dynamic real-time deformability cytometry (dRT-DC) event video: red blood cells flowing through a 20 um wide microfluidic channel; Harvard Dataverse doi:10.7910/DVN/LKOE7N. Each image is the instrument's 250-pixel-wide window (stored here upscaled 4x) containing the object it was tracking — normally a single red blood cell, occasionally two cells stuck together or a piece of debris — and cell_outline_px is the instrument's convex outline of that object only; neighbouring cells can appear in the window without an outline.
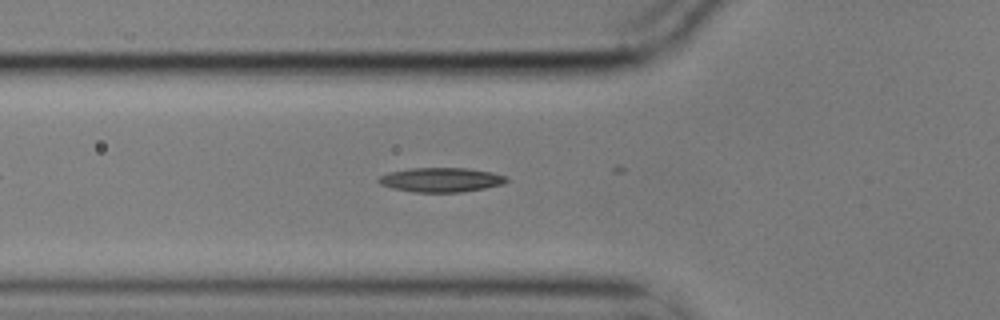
{"species": "common noctule bat (a hibernating species)", "species_latin": "Nyctalus noctula", "temperature_condition": "cold", "stored_images_in_passage": 23, "camera_frame_rate_fps": 3000, "um_per_image_px": 0.085, "animal": {"sex": "male", "body_mass_g": 17.9}, "frame": {"image": 1, "passage_image": 10, "time_ms": 3.0, "image_size_px": [1000, 320], "cell_outline_px": [[508, 180], [504, 184], [484, 188], [460, 192], [412, 192], [392, 188], [380, 184], [376, 180], [380, 176], [388, 172], [412, 168], [468, 168], [492, 172], [504, 176]], "centroid_in_image_um": [37.46, 15.28], "position_along_channel_um": 88.3, "area_um2": 18.15}}
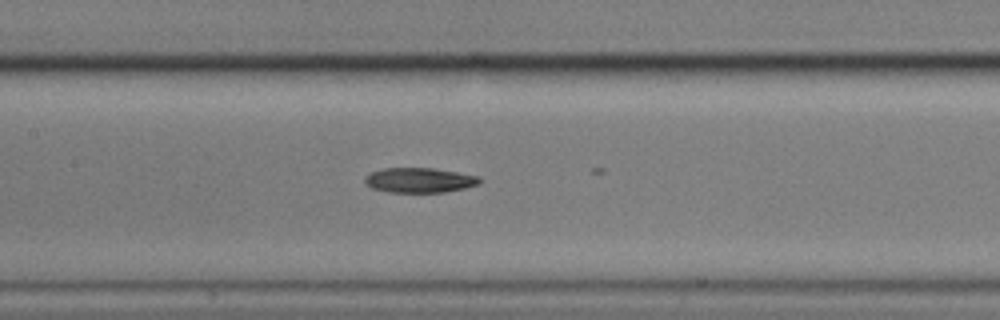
{"frame": {"image": 2, "passage_image": 17, "time_ms": 5.333, "image_size_px": [1000, 320], "cell_outline_px": [[480, 184], [464, 188], [444, 192], [388, 192], [372, 188], [364, 184], [364, 176], [372, 172], [384, 168], [432, 168], [480, 176]], "centroid_in_image_um": [35.63, 15.32], "position_along_channel_um": 171.8, "area_um2": 16.65}}
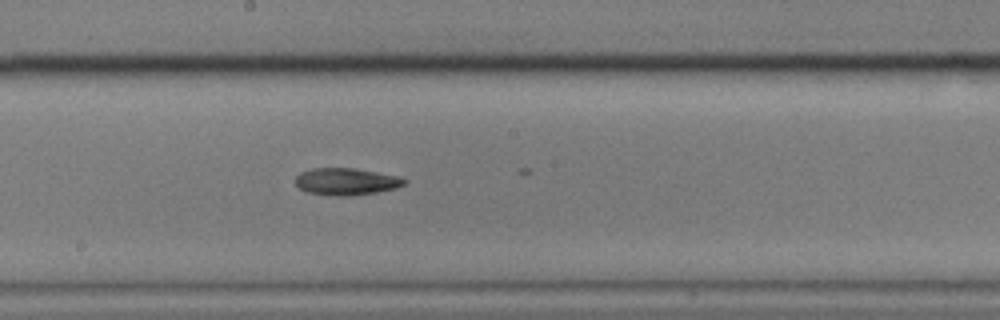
{"frame": {"image": 3, "passage_image": 21, "time_ms": 6.667, "image_size_px": [1000, 320], "cell_outline_px": [[408, 180], [404, 184], [396, 188], [376, 192], [352, 196], [336, 196], [304, 192], [296, 184], [296, 176], [300, 172], [312, 168], [356, 168], [396, 176]], "centroid_in_image_um": [29.4, 15.43], "position_along_channel_um": 218.8, "area_um2": 17.17}}